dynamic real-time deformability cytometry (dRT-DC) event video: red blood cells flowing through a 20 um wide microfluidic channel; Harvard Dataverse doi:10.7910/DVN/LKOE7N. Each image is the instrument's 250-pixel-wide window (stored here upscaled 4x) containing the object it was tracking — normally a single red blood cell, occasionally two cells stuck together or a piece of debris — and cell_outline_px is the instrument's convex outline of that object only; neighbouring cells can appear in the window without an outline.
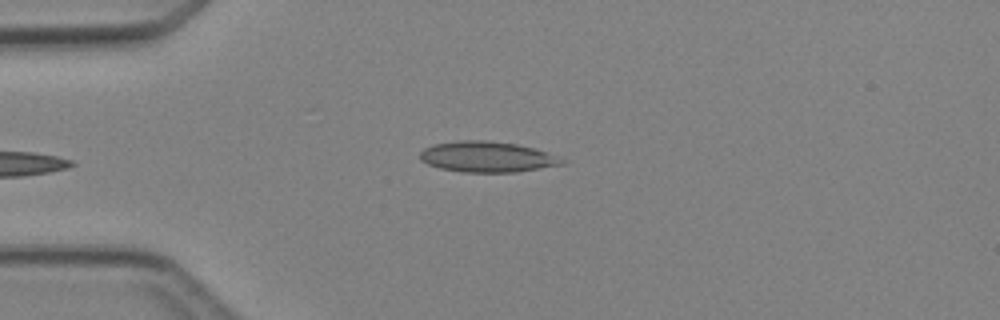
{"species": "Egyptian fruit bat (a non-hibernating species)", "species_latin": "Rousettus aegyptiacus", "temperature_condition": "cold", "stored_images_in_passage": 5, "camera_frame_rate_fps": 3000, "um_per_image_px": 0.085, "animal": {"sex": "female"}, "frame": {"image": 1, "passage_image": 5, "time_ms": 4.667, "image_size_px": [1000, 320], "cell_outline_px": [[564, 164], [516, 172], [464, 172], [440, 168], [428, 164], [420, 160], [420, 152], [424, 148], [432, 144], [460, 140], [484, 140], [516, 144], [536, 148], [548, 152], [564, 160]], "centroid_in_image_um": [41.39, 13.32], "position_along_channel_um": 43.6, "area_um2": 25.37}}